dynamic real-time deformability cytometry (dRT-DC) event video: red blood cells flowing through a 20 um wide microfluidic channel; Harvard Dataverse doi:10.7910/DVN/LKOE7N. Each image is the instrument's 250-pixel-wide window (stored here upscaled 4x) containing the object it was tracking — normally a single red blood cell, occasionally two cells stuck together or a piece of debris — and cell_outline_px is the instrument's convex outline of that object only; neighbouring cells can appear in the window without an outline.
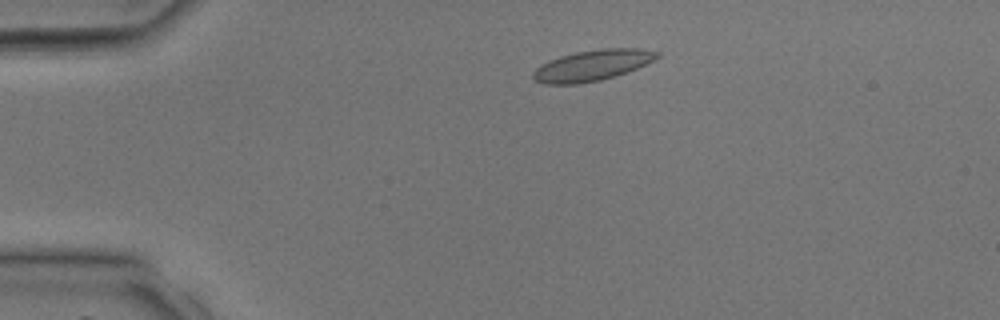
{"species": "common noctule bat (a hibernating species)", "species_latin": "Nyctalus noctula", "temperature_condition": "room temperature", "stored_images_in_passage": 36, "camera_frame_rate_fps": 3000, "um_per_image_px": 0.085, "animal": {"sex": "male", "body_mass_g": 17.9, "forearm_length_mm": 54.2}, "frame": {"image": 1, "passage_image": 5, "time_ms": 1.333, "image_size_px": [1000, 320], "cell_outline_px": [[660, 56], [636, 68], [616, 76], [600, 80], [576, 84], [544, 84], [536, 80], [532, 76], [532, 72], [536, 68], [548, 60], [560, 56], [576, 52], [604, 48], [640, 48], [660, 52]], "centroid_in_image_um": [50.33, 5.55], "position_along_channel_um": 34.7, "area_um2": 22.14}}
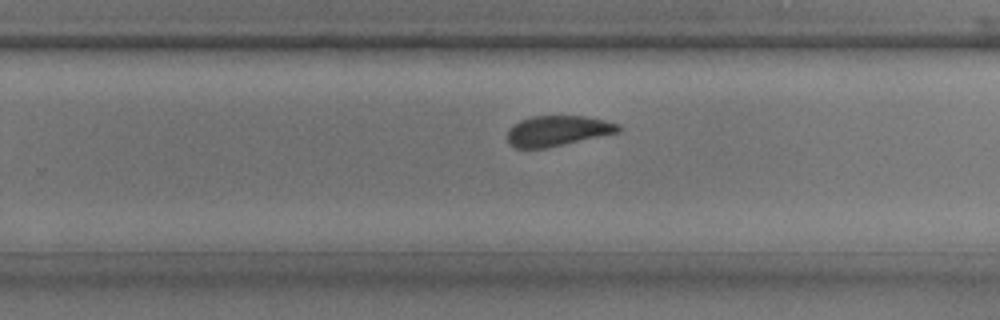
{"frame": {"image": 2, "passage_image": 22, "time_ms": 7.0, "image_size_px": [1000, 320], "cell_outline_px": [[620, 132], [564, 144], [544, 148], [516, 148], [508, 144], [508, 132], [512, 124], [520, 120], [532, 116], [584, 116], [604, 120], [620, 124]], "centroid_in_image_um": [47.38, 11.11], "position_along_channel_um": 282.4, "area_um2": 19.59}}
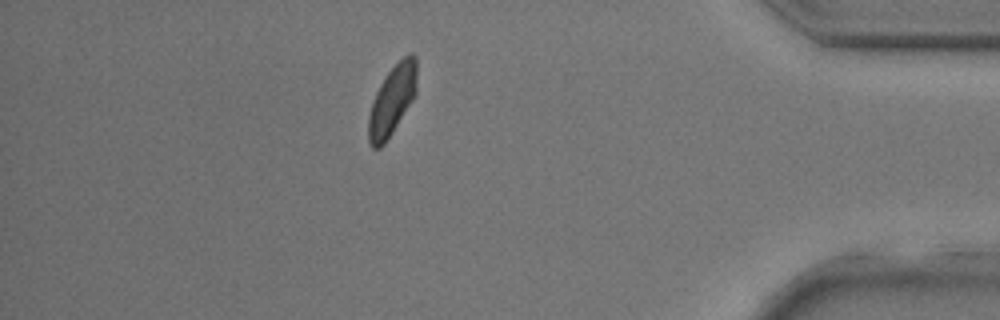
{"frame": {"image": 3, "passage_image": 31, "time_ms": 10.0, "image_size_px": [1000, 320], "cell_outline_px": [[416, 96], [384, 144], [380, 148], [372, 148], [368, 144], [368, 116], [376, 92], [384, 76], [404, 56], [412, 52], [416, 56]], "centroid_in_image_um": [33.33, 8.54], "position_along_channel_um": 401.9, "area_um2": 19.65}}